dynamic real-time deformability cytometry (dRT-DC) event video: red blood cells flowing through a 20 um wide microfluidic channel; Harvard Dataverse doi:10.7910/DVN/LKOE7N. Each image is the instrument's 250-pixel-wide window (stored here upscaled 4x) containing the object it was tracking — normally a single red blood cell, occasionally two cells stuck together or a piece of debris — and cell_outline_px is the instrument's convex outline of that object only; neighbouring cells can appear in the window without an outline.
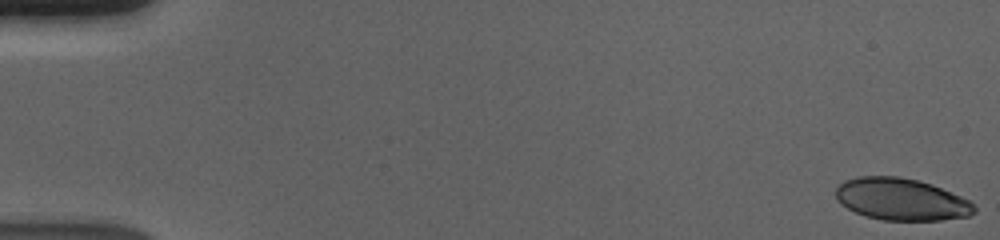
{"species": "human", "species_latin": "Homo sapiens", "temperature_condition": "cold", "stored_images_in_passage": 56, "camera_frame_rate_fps": 3000, "um_per_image_px": 0.085, "donor": {"sex": "male"}, "frame": {"image": 1, "passage_image": 1, "time_ms": 0.0, "image_size_px": [1000, 240], "cell_outline_px": [[976, 212], [968, 216], [940, 220], [884, 220], [864, 216], [840, 204], [836, 200], [836, 188], [844, 180], [856, 176], [900, 176], [932, 184], [960, 196], [968, 200], [976, 208]], "centroid_in_image_um": [76.57, 16.93], "position_along_channel_um": 8.4, "area_um2": 33.93}}
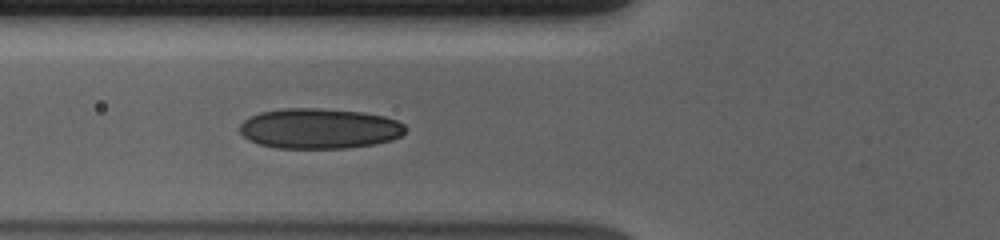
{"frame": {"image": 2, "passage_image": 22, "time_ms": 7.0, "image_size_px": [1000, 240], "cell_outline_px": [[408, 128], [400, 136], [392, 140], [376, 144], [348, 148], [276, 148], [260, 144], [248, 140], [240, 132], [240, 124], [248, 116], [260, 112], [284, 108], [320, 108], [360, 112], [384, 116], [396, 120], [404, 124]], "centroid_in_image_um": [27.14, 10.93], "position_along_channel_um": 98.7, "area_um2": 39.13}}
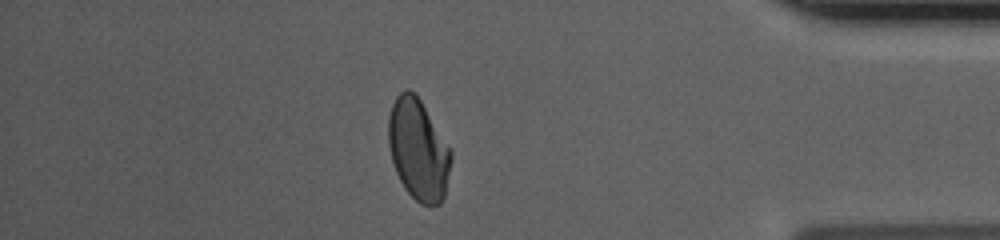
{"frame": {"image": 3, "passage_image": 49, "time_ms": 16.0, "image_size_px": [1000, 240], "cell_outline_px": [[452, 160], [444, 196], [440, 204], [420, 204], [404, 188], [396, 172], [392, 160], [388, 144], [388, 116], [392, 104], [396, 96], [404, 88], [408, 88], [420, 100], [452, 152]], "centroid_in_image_um": [35.53, 12.72], "position_along_channel_um": 399.7, "area_um2": 36.59}, "authors_computed_cell_mechanics": {"area_um2": 36.9053, "velocity_mm_per_s": 3.7001, "shape_relaxation_time_tau1_ms": 6.9374, "shape_relaxation_time_tau2_ms": 1.3673, "deformation_change_tau1": 0.1696, "deformation_change_tau2": 0.0583}}